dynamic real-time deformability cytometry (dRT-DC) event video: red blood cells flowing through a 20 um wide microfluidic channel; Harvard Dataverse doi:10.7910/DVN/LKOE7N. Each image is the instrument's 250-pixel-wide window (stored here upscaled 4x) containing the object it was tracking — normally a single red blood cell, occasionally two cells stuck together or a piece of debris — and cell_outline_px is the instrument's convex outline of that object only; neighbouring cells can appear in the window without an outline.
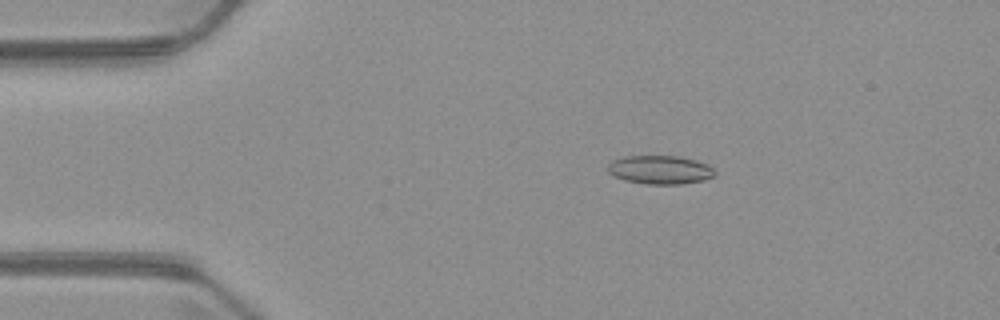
{"species": "common noctule bat (a hibernating species)", "species_latin": "Nyctalus noctula", "temperature_condition": "warm", "stored_images_in_passage": 4, "camera_frame_rate_fps": 3000, "um_per_image_px": 0.085, "animal": {"sex": "male", "body_mass_g": 23.1, "forearm_length_mm": 52.7}, "frame": {"image": 1, "passage_image": 3, "time_ms": 2.333, "image_size_px": [1000, 320], "cell_outline_px": [[716, 176], [704, 180], [680, 184], [644, 184], [624, 180], [608, 172], [608, 164], [612, 160], [624, 156], [680, 156], [696, 160], [708, 164], [716, 172]], "centroid_in_image_um": [56.13, 14.43], "position_along_channel_um": 28.9, "area_um2": 17.98}}